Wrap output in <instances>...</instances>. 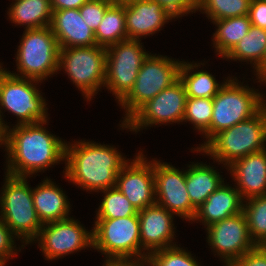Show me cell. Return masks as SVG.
<instances>
[{"instance_id": "cell-24", "label": "cell", "mask_w": 266, "mask_h": 266, "mask_svg": "<svg viewBox=\"0 0 266 266\" xmlns=\"http://www.w3.org/2000/svg\"><path fill=\"white\" fill-rule=\"evenodd\" d=\"M7 14L10 21L25 29H37L50 26L52 10L50 0H15Z\"/></svg>"}, {"instance_id": "cell-36", "label": "cell", "mask_w": 266, "mask_h": 266, "mask_svg": "<svg viewBox=\"0 0 266 266\" xmlns=\"http://www.w3.org/2000/svg\"><path fill=\"white\" fill-rule=\"evenodd\" d=\"M14 236L10 228L0 217V257L6 261L13 258V255H17L16 245L14 246Z\"/></svg>"}, {"instance_id": "cell-46", "label": "cell", "mask_w": 266, "mask_h": 266, "mask_svg": "<svg viewBox=\"0 0 266 266\" xmlns=\"http://www.w3.org/2000/svg\"><path fill=\"white\" fill-rule=\"evenodd\" d=\"M6 262V260L0 257V266H5Z\"/></svg>"}, {"instance_id": "cell-29", "label": "cell", "mask_w": 266, "mask_h": 266, "mask_svg": "<svg viewBox=\"0 0 266 266\" xmlns=\"http://www.w3.org/2000/svg\"><path fill=\"white\" fill-rule=\"evenodd\" d=\"M213 111V98H193L187 97L185 110H184V122H191L195 130H198L205 140L197 150H200L210 140V124Z\"/></svg>"}, {"instance_id": "cell-9", "label": "cell", "mask_w": 266, "mask_h": 266, "mask_svg": "<svg viewBox=\"0 0 266 266\" xmlns=\"http://www.w3.org/2000/svg\"><path fill=\"white\" fill-rule=\"evenodd\" d=\"M106 48L101 46H80L60 48L59 70L62 68L68 78L82 91L88 101L104 87Z\"/></svg>"}, {"instance_id": "cell-23", "label": "cell", "mask_w": 266, "mask_h": 266, "mask_svg": "<svg viewBox=\"0 0 266 266\" xmlns=\"http://www.w3.org/2000/svg\"><path fill=\"white\" fill-rule=\"evenodd\" d=\"M186 170V188L192 206L197 210L224 182L218 171L203 163H192Z\"/></svg>"}, {"instance_id": "cell-44", "label": "cell", "mask_w": 266, "mask_h": 266, "mask_svg": "<svg viewBox=\"0 0 266 266\" xmlns=\"http://www.w3.org/2000/svg\"><path fill=\"white\" fill-rule=\"evenodd\" d=\"M257 246L266 254V237Z\"/></svg>"}, {"instance_id": "cell-45", "label": "cell", "mask_w": 266, "mask_h": 266, "mask_svg": "<svg viewBox=\"0 0 266 266\" xmlns=\"http://www.w3.org/2000/svg\"><path fill=\"white\" fill-rule=\"evenodd\" d=\"M153 266L147 259L135 262V266Z\"/></svg>"}, {"instance_id": "cell-34", "label": "cell", "mask_w": 266, "mask_h": 266, "mask_svg": "<svg viewBox=\"0 0 266 266\" xmlns=\"http://www.w3.org/2000/svg\"><path fill=\"white\" fill-rule=\"evenodd\" d=\"M111 4V0H88L79 8V11L85 23L96 31Z\"/></svg>"}, {"instance_id": "cell-13", "label": "cell", "mask_w": 266, "mask_h": 266, "mask_svg": "<svg viewBox=\"0 0 266 266\" xmlns=\"http://www.w3.org/2000/svg\"><path fill=\"white\" fill-rule=\"evenodd\" d=\"M33 241H39L45 260L52 261L87 247L93 248V230L87 231L71 217L43 224Z\"/></svg>"}, {"instance_id": "cell-25", "label": "cell", "mask_w": 266, "mask_h": 266, "mask_svg": "<svg viewBox=\"0 0 266 266\" xmlns=\"http://www.w3.org/2000/svg\"><path fill=\"white\" fill-rule=\"evenodd\" d=\"M200 64L204 65L203 63L194 64L182 61L179 79L184 84L187 97L213 98L229 79L227 78L224 83L219 84L214 76L205 70L193 72L195 68L198 69L201 66Z\"/></svg>"}, {"instance_id": "cell-32", "label": "cell", "mask_w": 266, "mask_h": 266, "mask_svg": "<svg viewBox=\"0 0 266 266\" xmlns=\"http://www.w3.org/2000/svg\"><path fill=\"white\" fill-rule=\"evenodd\" d=\"M252 0H199L198 10L211 21L244 16L249 13Z\"/></svg>"}, {"instance_id": "cell-41", "label": "cell", "mask_w": 266, "mask_h": 266, "mask_svg": "<svg viewBox=\"0 0 266 266\" xmlns=\"http://www.w3.org/2000/svg\"><path fill=\"white\" fill-rule=\"evenodd\" d=\"M3 118L0 116V146L3 144V146L6 147L7 143V129L10 127L7 124L3 122Z\"/></svg>"}, {"instance_id": "cell-18", "label": "cell", "mask_w": 266, "mask_h": 266, "mask_svg": "<svg viewBox=\"0 0 266 266\" xmlns=\"http://www.w3.org/2000/svg\"><path fill=\"white\" fill-rule=\"evenodd\" d=\"M173 18L175 19L154 0H137L125 4L126 31L128 39L131 40H140L143 36L153 35Z\"/></svg>"}, {"instance_id": "cell-22", "label": "cell", "mask_w": 266, "mask_h": 266, "mask_svg": "<svg viewBox=\"0 0 266 266\" xmlns=\"http://www.w3.org/2000/svg\"><path fill=\"white\" fill-rule=\"evenodd\" d=\"M45 179L32 189L33 203L42 224L70 218V203L63 189Z\"/></svg>"}, {"instance_id": "cell-3", "label": "cell", "mask_w": 266, "mask_h": 266, "mask_svg": "<svg viewBox=\"0 0 266 266\" xmlns=\"http://www.w3.org/2000/svg\"><path fill=\"white\" fill-rule=\"evenodd\" d=\"M266 105L251 118L224 129L198 151L228 167L235 160L266 149ZM224 162V163H223Z\"/></svg>"}, {"instance_id": "cell-5", "label": "cell", "mask_w": 266, "mask_h": 266, "mask_svg": "<svg viewBox=\"0 0 266 266\" xmlns=\"http://www.w3.org/2000/svg\"><path fill=\"white\" fill-rule=\"evenodd\" d=\"M92 230L93 249L108 257L106 261L139 262L148 259L147 251L145 253L141 247L138 216L96 219Z\"/></svg>"}, {"instance_id": "cell-12", "label": "cell", "mask_w": 266, "mask_h": 266, "mask_svg": "<svg viewBox=\"0 0 266 266\" xmlns=\"http://www.w3.org/2000/svg\"><path fill=\"white\" fill-rule=\"evenodd\" d=\"M186 100V89L178 79L142 105L124 124H120V127L138 132L156 124L183 122Z\"/></svg>"}, {"instance_id": "cell-1", "label": "cell", "mask_w": 266, "mask_h": 266, "mask_svg": "<svg viewBox=\"0 0 266 266\" xmlns=\"http://www.w3.org/2000/svg\"><path fill=\"white\" fill-rule=\"evenodd\" d=\"M47 122L15 125L7 129V174L30 177L65 160L66 142L46 130L44 125Z\"/></svg>"}, {"instance_id": "cell-37", "label": "cell", "mask_w": 266, "mask_h": 266, "mask_svg": "<svg viewBox=\"0 0 266 266\" xmlns=\"http://www.w3.org/2000/svg\"><path fill=\"white\" fill-rule=\"evenodd\" d=\"M248 16L252 26L266 30V0H252Z\"/></svg>"}, {"instance_id": "cell-14", "label": "cell", "mask_w": 266, "mask_h": 266, "mask_svg": "<svg viewBox=\"0 0 266 266\" xmlns=\"http://www.w3.org/2000/svg\"><path fill=\"white\" fill-rule=\"evenodd\" d=\"M156 204L177 216L193 221L197 210L192 206L186 188V170L153 160Z\"/></svg>"}, {"instance_id": "cell-4", "label": "cell", "mask_w": 266, "mask_h": 266, "mask_svg": "<svg viewBox=\"0 0 266 266\" xmlns=\"http://www.w3.org/2000/svg\"><path fill=\"white\" fill-rule=\"evenodd\" d=\"M0 196V217L24 245L32 243L43 224L39 220L27 177L6 173Z\"/></svg>"}, {"instance_id": "cell-40", "label": "cell", "mask_w": 266, "mask_h": 266, "mask_svg": "<svg viewBox=\"0 0 266 266\" xmlns=\"http://www.w3.org/2000/svg\"><path fill=\"white\" fill-rule=\"evenodd\" d=\"M254 72H256V77L259 80L258 82H264L266 85V55L261 63V66Z\"/></svg>"}, {"instance_id": "cell-19", "label": "cell", "mask_w": 266, "mask_h": 266, "mask_svg": "<svg viewBox=\"0 0 266 266\" xmlns=\"http://www.w3.org/2000/svg\"><path fill=\"white\" fill-rule=\"evenodd\" d=\"M226 169L243 200L266 195V149L239 158Z\"/></svg>"}, {"instance_id": "cell-31", "label": "cell", "mask_w": 266, "mask_h": 266, "mask_svg": "<svg viewBox=\"0 0 266 266\" xmlns=\"http://www.w3.org/2000/svg\"><path fill=\"white\" fill-rule=\"evenodd\" d=\"M246 200L242 212L248 223L250 237L257 245L266 237V195Z\"/></svg>"}, {"instance_id": "cell-20", "label": "cell", "mask_w": 266, "mask_h": 266, "mask_svg": "<svg viewBox=\"0 0 266 266\" xmlns=\"http://www.w3.org/2000/svg\"><path fill=\"white\" fill-rule=\"evenodd\" d=\"M50 28L60 48L97 45L95 31L85 23L79 9L53 11Z\"/></svg>"}, {"instance_id": "cell-27", "label": "cell", "mask_w": 266, "mask_h": 266, "mask_svg": "<svg viewBox=\"0 0 266 266\" xmlns=\"http://www.w3.org/2000/svg\"><path fill=\"white\" fill-rule=\"evenodd\" d=\"M98 46L108 48L118 42L128 40L125 23V5L112 3L106 10L95 31Z\"/></svg>"}, {"instance_id": "cell-15", "label": "cell", "mask_w": 266, "mask_h": 266, "mask_svg": "<svg viewBox=\"0 0 266 266\" xmlns=\"http://www.w3.org/2000/svg\"><path fill=\"white\" fill-rule=\"evenodd\" d=\"M207 242L225 265L230 266L256 246L251 239L243 212L216 222L206 228Z\"/></svg>"}, {"instance_id": "cell-38", "label": "cell", "mask_w": 266, "mask_h": 266, "mask_svg": "<svg viewBox=\"0 0 266 266\" xmlns=\"http://www.w3.org/2000/svg\"><path fill=\"white\" fill-rule=\"evenodd\" d=\"M230 266H266V254L256 245Z\"/></svg>"}, {"instance_id": "cell-26", "label": "cell", "mask_w": 266, "mask_h": 266, "mask_svg": "<svg viewBox=\"0 0 266 266\" xmlns=\"http://www.w3.org/2000/svg\"><path fill=\"white\" fill-rule=\"evenodd\" d=\"M212 22L218 27L213 34V47L215 46L216 54L222 58L235 47L252 26L248 14Z\"/></svg>"}, {"instance_id": "cell-6", "label": "cell", "mask_w": 266, "mask_h": 266, "mask_svg": "<svg viewBox=\"0 0 266 266\" xmlns=\"http://www.w3.org/2000/svg\"><path fill=\"white\" fill-rule=\"evenodd\" d=\"M58 41L50 26L25 29L18 46L16 65L18 74H10L43 82L59 71Z\"/></svg>"}, {"instance_id": "cell-7", "label": "cell", "mask_w": 266, "mask_h": 266, "mask_svg": "<svg viewBox=\"0 0 266 266\" xmlns=\"http://www.w3.org/2000/svg\"><path fill=\"white\" fill-rule=\"evenodd\" d=\"M240 83L236 77H230L213 97L210 139L220 131L256 115L266 105L263 94Z\"/></svg>"}, {"instance_id": "cell-43", "label": "cell", "mask_w": 266, "mask_h": 266, "mask_svg": "<svg viewBox=\"0 0 266 266\" xmlns=\"http://www.w3.org/2000/svg\"><path fill=\"white\" fill-rule=\"evenodd\" d=\"M133 1H137V0H111L112 3L120 4V5H125Z\"/></svg>"}, {"instance_id": "cell-10", "label": "cell", "mask_w": 266, "mask_h": 266, "mask_svg": "<svg viewBox=\"0 0 266 266\" xmlns=\"http://www.w3.org/2000/svg\"><path fill=\"white\" fill-rule=\"evenodd\" d=\"M37 83L41 81L14 76L6 69L0 77L1 118L5 109L17 116V125L47 121V104Z\"/></svg>"}, {"instance_id": "cell-28", "label": "cell", "mask_w": 266, "mask_h": 266, "mask_svg": "<svg viewBox=\"0 0 266 266\" xmlns=\"http://www.w3.org/2000/svg\"><path fill=\"white\" fill-rule=\"evenodd\" d=\"M266 55V30L251 26L249 32L223 58L250 62L257 70Z\"/></svg>"}, {"instance_id": "cell-35", "label": "cell", "mask_w": 266, "mask_h": 266, "mask_svg": "<svg viewBox=\"0 0 266 266\" xmlns=\"http://www.w3.org/2000/svg\"><path fill=\"white\" fill-rule=\"evenodd\" d=\"M159 2L175 18L198 11L199 0H154Z\"/></svg>"}, {"instance_id": "cell-21", "label": "cell", "mask_w": 266, "mask_h": 266, "mask_svg": "<svg viewBox=\"0 0 266 266\" xmlns=\"http://www.w3.org/2000/svg\"><path fill=\"white\" fill-rule=\"evenodd\" d=\"M243 199L237 190L223 182L197 209L194 221H202L206 227L238 215L243 210Z\"/></svg>"}, {"instance_id": "cell-30", "label": "cell", "mask_w": 266, "mask_h": 266, "mask_svg": "<svg viewBox=\"0 0 266 266\" xmlns=\"http://www.w3.org/2000/svg\"><path fill=\"white\" fill-rule=\"evenodd\" d=\"M101 192L105 194L98 207L96 219H118L138 216V210L117 187L108 188Z\"/></svg>"}, {"instance_id": "cell-8", "label": "cell", "mask_w": 266, "mask_h": 266, "mask_svg": "<svg viewBox=\"0 0 266 266\" xmlns=\"http://www.w3.org/2000/svg\"><path fill=\"white\" fill-rule=\"evenodd\" d=\"M182 61L151 53L144 60L129 93L119 102L125 109L124 124L142 105L179 79Z\"/></svg>"}, {"instance_id": "cell-11", "label": "cell", "mask_w": 266, "mask_h": 266, "mask_svg": "<svg viewBox=\"0 0 266 266\" xmlns=\"http://www.w3.org/2000/svg\"><path fill=\"white\" fill-rule=\"evenodd\" d=\"M140 41L128 39L106 48L104 87L112 92L118 103L132 89L138 72L149 55Z\"/></svg>"}, {"instance_id": "cell-16", "label": "cell", "mask_w": 266, "mask_h": 266, "mask_svg": "<svg viewBox=\"0 0 266 266\" xmlns=\"http://www.w3.org/2000/svg\"><path fill=\"white\" fill-rule=\"evenodd\" d=\"M117 175L116 187L139 211L156 204L153 160L147 161L140 151Z\"/></svg>"}, {"instance_id": "cell-47", "label": "cell", "mask_w": 266, "mask_h": 266, "mask_svg": "<svg viewBox=\"0 0 266 266\" xmlns=\"http://www.w3.org/2000/svg\"><path fill=\"white\" fill-rule=\"evenodd\" d=\"M1 65L2 64L0 63V77H1L2 73L5 71V68H3Z\"/></svg>"}, {"instance_id": "cell-42", "label": "cell", "mask_w": 266, "mask_h": 266, "mask_svg": "<svg viewBox=\"0 0 266 266\" xmlns=\"http://www.w3.org/2000/svg\"><path fill=\"white\" fill-rule=\"evenodd\" d=\"M103 266H135V262H114V261H105Z\"/></svg>"}, {"instance_id": "cell-39", "label": "cell", "mask_w": 266, "mask_h": 266, "mask_svg": "<svg viewBox=\"0 0 266 266\" xmlns=\"http://www.w3.org/2000/svg\"><path fill=\"white\" fill-rule=\"evenodd\" d=\"M88 0H50L51 10L79 9Z\"/></svg>"}, {"instance_id": "cell-33", "label": "cell", "mask_w": 266, "mask_h": 266, "mask_svg": "<svg viewBox=\"0 0 266 266\" xmlns=\"http://www.w3.org/2000/svg\"><path fill=\"white\" fill-rule=\"evenodd\" d=\"M147 260L153 266H201L190 252L178 245L154 251Z\"/></svg>"}, {"instance_id": "cell-17", "label": "cell", "mask_w": 266, "mask_h": 266, "mask_svg": "<svg viewBox=\"0 0 266 266\" xmlns=\"http://www.w3.org/2000/svg\"><path fill=\"white\" fill-rule=\"evenodd\" d=\"M173 216L174 214L158 204L138 211L141 247L148 251V255L177 245L172 242L175 238Z\"/></svg>"}, {"instance_id": "cell-2", "label": "cell", "mask_w": 266, "mask_h": 266, "mask_svg": "<svg viewBox=\"0 0 266 266\" xmlns=\"http://www.w3.org/2000/svg\"><path fill=\"white\" fill-rule=\"evenodd\" d=\"M80 141L66 143L65 178L90 192L116 187L118 173L130 160L114 146Z\"/></svg>"}]
</instances>
